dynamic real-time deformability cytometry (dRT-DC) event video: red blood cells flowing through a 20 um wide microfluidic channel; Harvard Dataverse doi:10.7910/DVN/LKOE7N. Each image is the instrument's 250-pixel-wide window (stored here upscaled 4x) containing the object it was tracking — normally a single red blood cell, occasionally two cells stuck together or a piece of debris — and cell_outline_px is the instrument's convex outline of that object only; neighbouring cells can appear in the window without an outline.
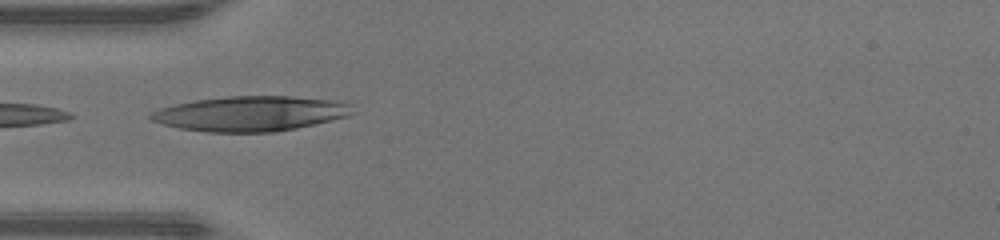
{"species": "human", "species_latin": "Homo sapiens", "temperature_condition": "warm", "stored_images_in_passage": 30, "camera_frame_rate_fps": 3000, "um_per_image_px": 0.085, "donor": {"sex": "male"}, "frame": {"image": 1, "passage_image": 1, "time_ms": 0.0, "image_size_px": [1000, 240], "cell_outline_px": [[360, 112], [348, 116], [296, 128], [276, 132], [208, 132], [180, 128], [148, 120], [148, 116], [152, 112], [160, 108], [176, 104], [196, 100], [224, 96], [292, 96], [332, 100], [356, 104]], "centroid_in_image_um": [21.39, 9.65], "position_along_channel_um": 63.6, "area_um2": 41.56}}
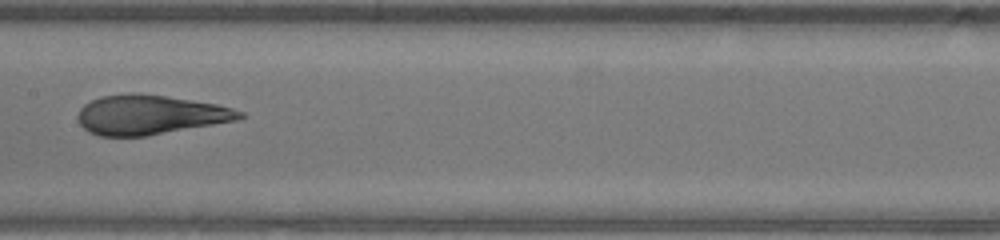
{"frame": {"image": 2, "passage_image": 10, "time_ms": 3.0, "image_size_px": [1000, 240], "cell_outline_px": [[244, 116], [236, 120], [144, 136], [100, 136], [88, 132], [80, 124], [76, 116], [80, 108], [84, 104], [100, 96], [132, 92], [136, 92], [164, 96], [216, 104], [232, 108], [244, 112]], "centroid_in_image_um": [12.68, 9.75], "position_along_channel_um": 194.7, "area_um2": 36.99}}
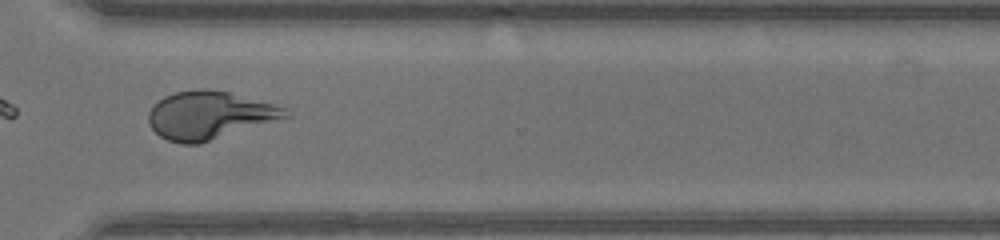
{"frame": {"image": 3, "passage_image": 21, "time_ms": 6.667, "image_size_px": [1000, 240], "cell_outline_px": [[292, 116], [200, 144], [180, 144], [168, 140], [160, 136], [148, 124], [148, 112], [164, 96], [176, 92], [200, 88], [204, 88], [228, 92], [288, 108], [292, 112]], "centroid_in_image_um": [17.83, 9.81], "position_along_channel_um": 352.8, "area_um2": 38.32}, "authors_computed_cell_mechanics": {"area_um2": 37.6278, "velocity_mm_per_s": 4.3222, "shape_relaxation_time_tau1_ms": 5.0372, "shape_relaxation_time_tau2_ms": 1.0045, "deformation_change_tau1": 0.2735, "deformation_change_tau2": 0.099}}